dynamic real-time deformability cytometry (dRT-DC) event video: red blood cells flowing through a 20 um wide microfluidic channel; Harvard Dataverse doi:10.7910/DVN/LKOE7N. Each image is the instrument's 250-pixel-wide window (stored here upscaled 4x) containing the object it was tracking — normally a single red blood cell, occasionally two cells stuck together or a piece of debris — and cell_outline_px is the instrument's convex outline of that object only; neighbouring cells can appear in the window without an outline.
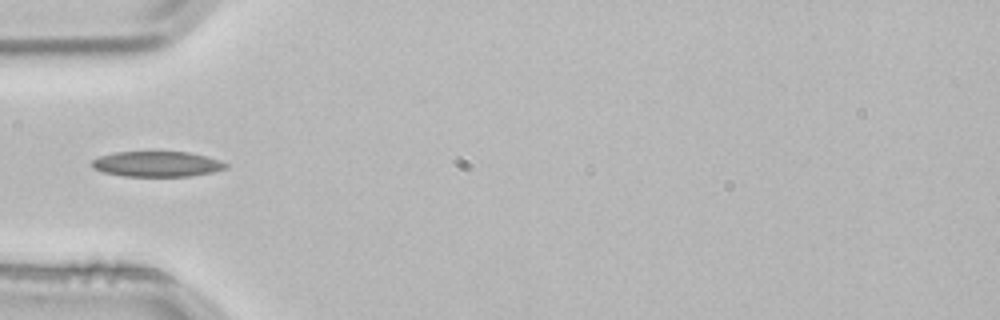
{"species": "common noctule bat (a hibernating species)", "species_latin": "Nyctalus noctula", "temperature_condition": "room temperature", "stored_images_in_passage": 3, "camera_frame_rate_fps": 3000, "um_per_image_px": 0.085, "animal": {"sex": "male", "body_mass_g": 21.5, "forearm_length_mm": 52.0}, "frame": {"image": 1, "passage_image": 3, "time_ms": 0.667, "image_size_px": [1000, 320], "cell_outline_px": [[228, 168], [212, 172], [192, 176], [124, 176], [104, 172], [92, 168], [92, 160], [100, 156], [116, 152], [188, 152], [220, 160], [228, 164]], "centroid_in_image_um": [13.36, 13.95], "position_along_channel_um": 71.6, "area_um2": 19.71}}